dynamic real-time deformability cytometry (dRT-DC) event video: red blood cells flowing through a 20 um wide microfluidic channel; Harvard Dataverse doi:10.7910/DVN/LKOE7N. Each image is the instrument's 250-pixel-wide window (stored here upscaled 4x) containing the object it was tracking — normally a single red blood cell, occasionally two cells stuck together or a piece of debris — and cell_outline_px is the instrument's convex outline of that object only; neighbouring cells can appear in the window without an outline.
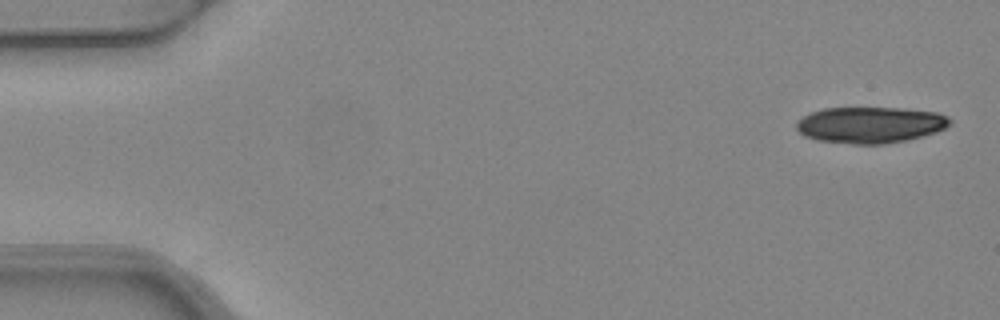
{"species": "common noctule bat (a hibernating species)", "species_latin": "Nyctalus noctula", "temperature_condition": "warm", "stored_images_in_passage": 7, "camera_frame_rate_fps": 3000, "um_per_image_px": 0.085, "animal": {"sex": "female", "body_mass_g": 24.6, "forearm_length_mm": 56.2}, "frame": {"image": 1, "passage_image": 1, "time_ms": 0.0, "image_size_px": [1000, 320], "cell_outline_px": [[952, 120], [944, 128], [936, 132], [924, 136], [908, 140], [884, 144], [852, 144], [816, 140], [804, 136], [796, 128], [796, 124], [804, 116], [812, 112], [824, 108], [900, 108], [936, 112], [948, 116]], "centroid_in_image_um": [73.98, 10.62], "position_along_channel_um": 11.0, "area_um2": 32.43}}
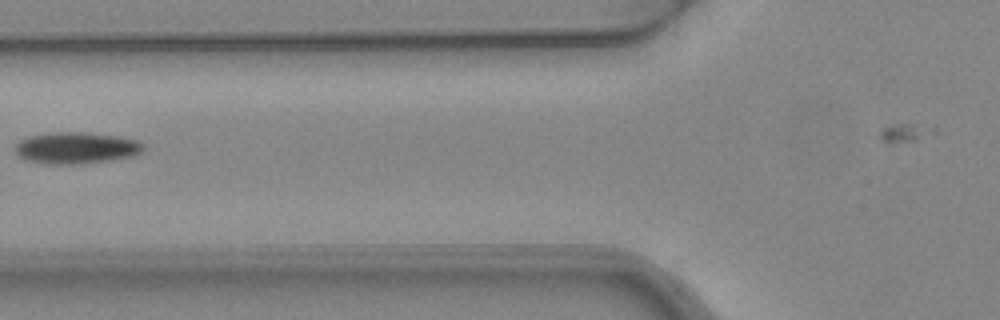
{"frame": {"image": 2, "passage_image": 6, "time_ms": 1.667, "image_size_px": [1000, 320], "cell_outline_px": [[144, 148], [140, 152], [132, 156], [112, 160], [80, 164], [44, 164], [28, 160], [20, 156], [16, 152], [16, 144], [20, 140], [28, 136], [56, 132], [84, 132], [116, 136], [136, 140], [144, 144]], "centroid_in_image_um": [6.48, 12.58], "position_along_channel_um": 119.3, "area_um2": 23.47}}
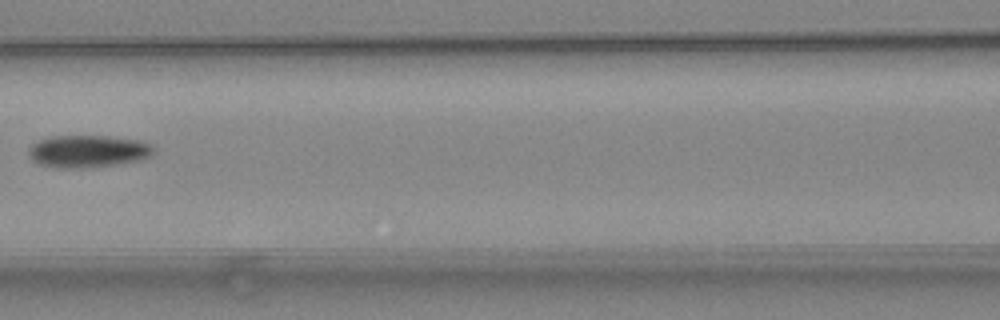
{"frame": {"image": 3, "passage_image": 7, "time_ms": 2.0, "image_size_px": [1000, 320], "cell_outline_px": [[152, 156], [140, 160], [116, 164], [84, 168], [60, 168], [40, 164], [32, 160], [28, 152], [32, 144], [40, 140], [52, 136], [108, 136], [140, 140], [152, 144]], "centroid_in_image_um": [7.49, 12.86], "position_along_channel_um": 159.1, "area_um2": 23.47}}